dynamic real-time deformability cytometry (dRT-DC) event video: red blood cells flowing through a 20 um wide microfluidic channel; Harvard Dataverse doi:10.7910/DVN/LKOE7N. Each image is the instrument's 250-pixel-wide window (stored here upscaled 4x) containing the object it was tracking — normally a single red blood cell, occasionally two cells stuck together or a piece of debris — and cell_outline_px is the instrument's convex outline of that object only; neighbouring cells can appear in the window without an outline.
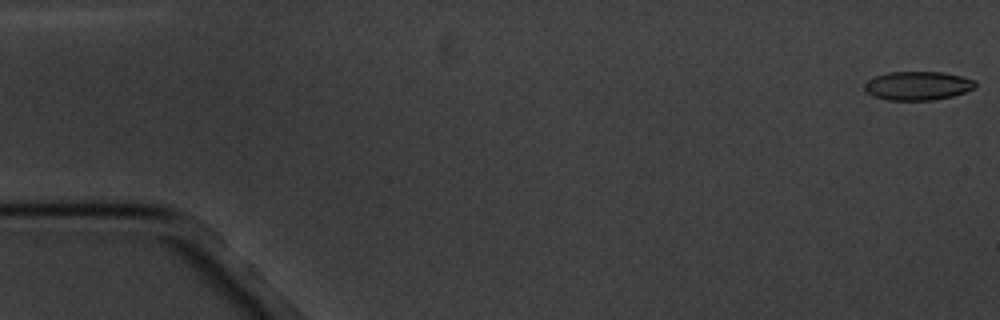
{"species": "common noctule bat (a hibernating species)", "species_latin": "Nyctalus noctula", "temperature_condition": "cold", "stored_images_in_passage": 12, "camera_frame_rate_fps": 3000, "um_per_image_px": 0.085, "animal": {"sex": "male", "body_mass_g": 20.1, "forearm_length_mm": 53.5}, "frame": {"image": 1, "passage_image": 1, "time_ms": 0.0, "image_size_px": [1000, 320], "cell_outline_px": [[976, 88], [952, 96], [932, 100], [888, 100], [864, 92], [864, 84], [868, 80], [876, 76], [888, 72], [944, 72], [976, 80]], "centroid_in_image_um": [78.01, 7.28], "position_along_channel_um": 7.0, "area_um2": 18.55}}
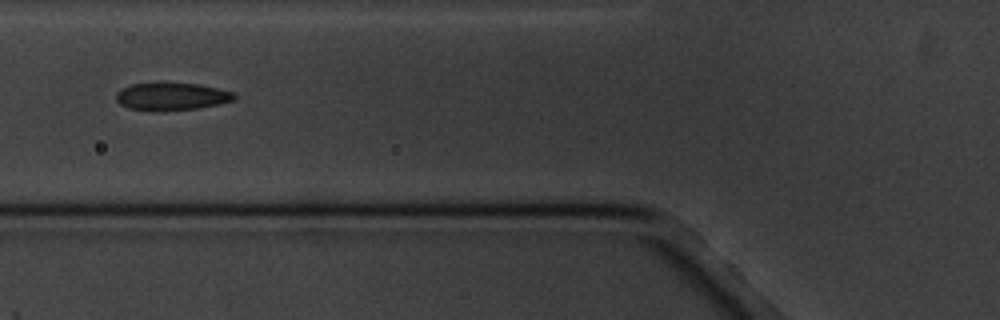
{"frame": {"image": 2, "passage_image": 7, "time_ms": 7.0, "image_size_px": [1000, 320], "cell_outline_px": [[236, 96], [232, 100], [216, 104], [196, 108], [128, 108], [120, 104], [116, 100], [116, 92], [132, 84], [200, 84], [232, 92]], "centroid_in_image_um": [14.58, 8.16], "position_along_channel_um": 111.2, "area_um2": 17.57}}
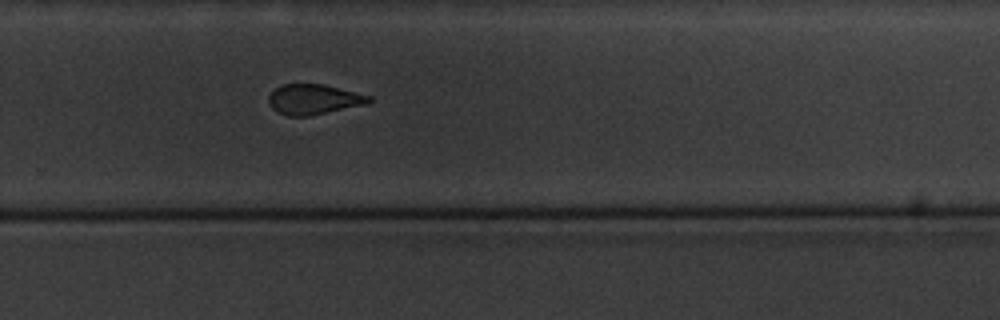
{"frame": {"image": 3, "passage_image": 12, "time_ms": 12.667, "image_size_px": [1000, 320], "cell_outline_px": [[372, 100], [368, 104], [308, 116], [288, 116], [276, 112], [272, 108], [268, 100], [268, 96], [280, 84], [324, 84], [372, 96]], "centroid_in_image_um": [26.67, 8.44], "position_along_channel_um": 303.1, "area_um2": 17.74}}